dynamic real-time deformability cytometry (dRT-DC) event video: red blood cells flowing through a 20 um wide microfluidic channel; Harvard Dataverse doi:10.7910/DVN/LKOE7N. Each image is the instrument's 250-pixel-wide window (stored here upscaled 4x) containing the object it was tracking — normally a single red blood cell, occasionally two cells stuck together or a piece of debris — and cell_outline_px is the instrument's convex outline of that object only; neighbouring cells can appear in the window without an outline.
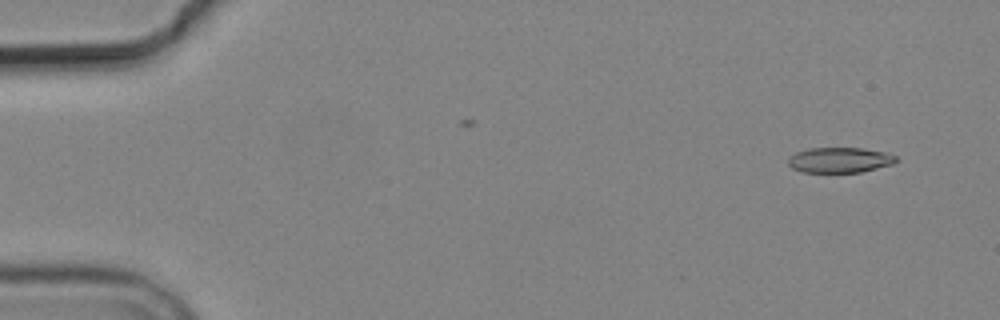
{"species": "common noctule bat (a hibernating species)", "species_latin": "Nyctalus noctula", "temperature_condition": "cold", "stored_images_in_passage": 2, "camera_frame_rate_fps": 3000, "um_per_image_px": 0.085, "animal": {"sex": "male", "body_mass_g": 19.2, "forearm_length_mm": 51.8}, "frame": {"image": 1, "passage_image": 2, "time_ms": 1.333, "image_size_px": [1000, 320], "cell_outline_px": [[900, 160], [892, 164], [860, 172], [800, 172], [792, 168], [788, 164], [788, 156], [796, 152], [808, 148], [860, 148], [888, 152], [896, 156]], "centroid_in_image_um": [71.37, 13.59], "position_along_channel_um": 13.6, "area_um2": 16.07}}